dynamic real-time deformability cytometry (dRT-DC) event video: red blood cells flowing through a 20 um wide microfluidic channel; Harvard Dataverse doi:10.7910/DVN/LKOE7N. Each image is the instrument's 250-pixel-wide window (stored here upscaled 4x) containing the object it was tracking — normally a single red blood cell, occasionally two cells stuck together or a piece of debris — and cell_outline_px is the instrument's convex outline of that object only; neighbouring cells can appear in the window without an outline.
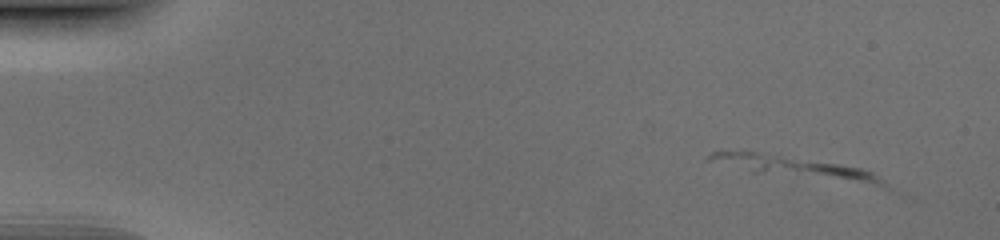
{"species": "human", "species_latin": "Homo sapiens", "temperature_condition": "cold", "stored_images_in_passage": 14, "camera_frame_rate_fps": 3000, "um_per_image_px": 0.085, "donor": {"sex": "male"}, "frame": {"image": 1, "passage_image": 5, "time_ms": 1.333, "image_size_px": [1000, 240], "cell_outline_px": [[884, 184], [876, 184], [752, 172], [704, 160], [712, 152], [756, 152], [836, 164], [860, 168], [872, 172]], "centroid_in_image_um": [67.34, 14.18], "position_along_channel_um": 17.7, "area_um2": 20.06}}